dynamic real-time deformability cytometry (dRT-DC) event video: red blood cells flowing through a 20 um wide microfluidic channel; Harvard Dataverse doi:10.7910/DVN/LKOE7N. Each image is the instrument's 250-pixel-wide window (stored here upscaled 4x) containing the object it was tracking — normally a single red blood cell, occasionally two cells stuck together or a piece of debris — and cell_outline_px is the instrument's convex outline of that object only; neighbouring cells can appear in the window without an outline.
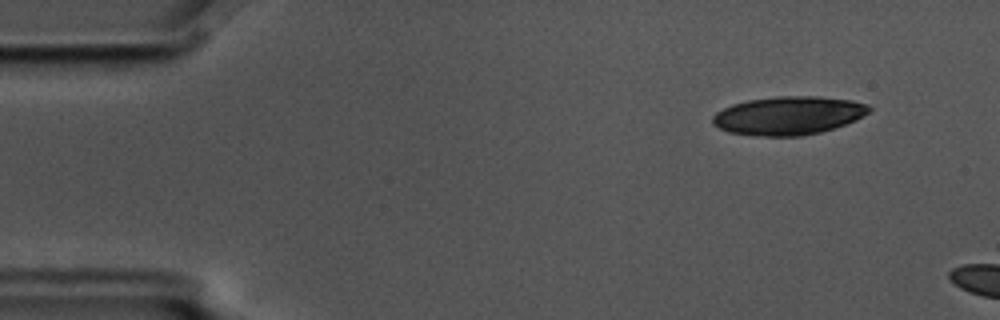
{"species": "common noctule bat (a hibernating species)", "species_latin": "Nyctalus noctula", "temperature_condition": "cold", "stored_images_in_passage": 3, "camera_frame_rate_fps": 3000, "um_per_image_px": 0.085, "animal": {"sex": "male", "body_mass_g": 17.5, "forearm_length_mm": 52.3}, "frame": {"image": 1, "passage_image": 1, "time_ms": 0.0, "image_size_px": [1000, 320], "cell_outline_px": [[872, 108], [868, 112], [856, 120], [820, 132], [800, 136], [764, 136], [728, 132], [712, 124], [712, 116], [716, 112], [732, 104], [748, 100], [776, 96], [820, 96], [852, 100], [868, 104]], "centroid_in_image_um": [67.01, 9.81], "position_along_channel_um": 18.0, "area_um2": 34.97}}